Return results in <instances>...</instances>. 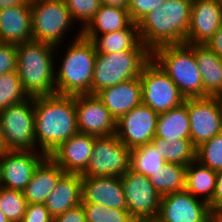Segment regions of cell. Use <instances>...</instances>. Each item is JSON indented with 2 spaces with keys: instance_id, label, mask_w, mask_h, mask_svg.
Returning <instances> with one entry per match:
<instances>
[{
  "instance_id": "cell-2",
  "label": "cell",
  "mask_w": 222,
  "mask_h": 222,
  "mask_svg": "<svg viewBox=\"0 0 222 222\" xmlns=\"http://www.w3.org/2000/svg\"><path fill=\"white\" fill-rule=\"evenodd\" d=\"M192 0H165L139 23L141 42L152 52L163 45L184 44Z\"/></svg>"
},
{
  "instance_id": "cell-23",
  "label": "cell",
  "mask_w": 222,
  "mask_h": 222,
  "mask_svg": "<svg viewBox=\"0 0 222 222\" xmlns=\"http://www.w3.org/2000/svg\"><path fill=\"white\" fill-rule=\"evenodd\" d=\"M80 204L82 177L78 173H65L44 203L53 218Z\"/></svg>"
},
{
  "instance_id": "cell-36",
  "label": "cell",
  "mask_w": 222,
  "mask_h": 222,
  "mask_svg": "<svg viewBox=\"0 0 222 222\" xmlns=\"http://www.w3.org/2000/svg\"><path fill=\"white\" fill-rule=\"evenodd\" d=\"M165 0H130L127 10L133 23H139L147 14L163 4Z\"/></svg>"
},
{
  "instance_id": "cell-40",
  "label": "cell",
  "mask_w": 222,
  "mask_h": 222,
  "mask_svg": "<svg viewBox=\"0 0 222 222\" xmlns=\"http://www.w3.org/2000/svg\"><path fill=\"white\" fill-rule=\"evenodd\" d=\"M102 222H136L127 209L106 208Z\"/></svg>"
},
{
  "instance_id": "cell-8",
  "label": "cell",
  "mask_w": 222,
  "mask_h": 222,
  "mask_svg": "<svg viewBox=\"0 0 222 222\" xmlns=\"http://www.w3.org/2000/svg\"><path fill=\"white\" fill-rule=\"evenodd\" d=\"M0 129L7 150H37L34 98L1 110Z\"/></svg>"
},
{
  "instance_id": "cell-18",
  "label": "cell",
  "mask_w": 222,
  "mask_h": 222,
  "mask_svg": "<svg viewBox=\"0 0 222 222\" xmlns=\"http://www.w3.org/2000/svg\"><path fill=\"white\" fill-rule=\"evenodd\" d=\"M95 136L77 133L61 143L49 157L65 173L81 174L91 158Z\"/></svg>"
},
{
  "instance_id": "cell-20",
  "label": "cell",
  "mask_w": 222,
  "mask_h": 222,
  "mask_svg": "<svg viewBox=\"0 0 222 222\" xmlns=\"http://www.w3.org/2000/svg\"><path fill=\"white\" fill-rule=\"evenodd\" d=\"M96 96L117 121L125 113L142 103L140 77L104 88Z\"/></svg>"
},
{
  "instance_id": "cell-37",
  "label": "cell",
  "mask_w": 222,
  "mask_h": 222,
  "mask_svg": "<svg viewBox=\"0 0 222 222\" xmlns=\"http://www.w3.org/2000/svg\"><path fill=\"white\" fill-rule=\"evenodd\" d=\"M17 71V45L0 43V75Z\"/></svg>"
},
{
  "instance_id": "cell-6",
  "label": "cell",
  "mask_w": 222,
  "mask_h": 222,
  "mask_svg": "<svg viewBox=\"0 0 222 222\" xmlns=\"http://www.w3.org/2000/svg\"><path fill=\"white\" fill-rule=\"evenodd\" d=\"M151 59L150 50H123L97 54L92 79V95L136 77Z\"/></svg>"
},
{
  "instance_id": "cell-7",
  "label": "cell",
  "mask_w": 222,
  "mask_h": 222,
  "mask_svg": "<svg viewBox=\"0 0 222 222\" xmlns=\"http://www.w3.org/2000/svg\"><path fill=\"white\" fill-rule=\"evenodd\" d=\"M32 40L59 47L74 24L64 0L31 3ZM73 22V23H72Z\"/></svg>"
},
{
  "instance_id": "cell-50",
  "label": "cell",
  "mask_w": 222,
  "mask_h": 222,
  "mask_svg": "<svg viewBox=\"0 0 222 222\" xmlns=\"http://www.w3.org/2000/svg\"><path fill=\"white\" fill-rule=\"evenodd\" d=\"M219 102H220V105H221V109H222V93H220L218 96H217Z\"/></svg>"
},
{
  "instance_id": "cell-42",
  "label": "cell",
  "mask_w": 222,
  "mask_h": 222,
  "mask_svg": "<svg viewBox=\"0 0 222 222\" xmlns=\"http://www.w3.org/2000/svg\"><path fill=\"white\" fill-rule=\"evenodd\" d=\"M205 45H207L218 57L222 58V24Z\"/></svg>"
},
{
  "instance_id": "cell-49",
  "label": "cell",
  "mask_w": 222,
  "mask_h": 222,
  "mask_svg": "<svg viewBox=\"0 0 222 222\" xmlns=\"http://www.w3.org/2000/svg\"><path fill=\"white\" fill-rule=\"evenodd\" d=\"M136 222H159L157 219H149V220H138Z\"/></svg>"
},
{
  "instance_id": "cell-3",
  "label": "cell",
  "mask_w": 222,
  "mask_h": 222,
  "mask_svg": "<svg viewBox=\"0 0 222 222\" xmlns=\"http://www.w3.org/2000/svg\"><path fill=\"white\" fill-rule=\"evenodd\" d=\"M57 48L34 40L17 45V73L29 97L56 94L54 50Z\"/></svg>"
},
{
  "instance_id": "cell-24",
  "label": "cell",
  "mask_w": 222,
  "mask_h": 222,
  "mask_svg": "<svg viewBox=\"0 0 222 222\" xmlns=\"http://www.w3.org/2000/svg\"><path fill=\"white\" fill-rule=\"evenodd\" d=\"M194 56L205 93L217 97L222 93V58L205 44H194Z\"/></svg>"
},
{
  "instance_id": "cell-5",
  "label": "cell",
  "mask_w": 222,
  "mask_h": 222,
  "mask_svg": "<svg viewBox=\"0 0 222 222\" xmlns=\"http://www.w3.org/2000/svg\"><path fill=\"white\" fill-rule=\"evenodd\" d=\"M151 58L171 78L185 98L208 96L194 56V44L159 46L151 52Z\"/></svg>"
},
{
  "instance_id": "cell-12",
  "label": "cell",
  "mask_w": 222,
  "mask_h": 222,
  "mask_svg": "<svg viewBox=\"0 0 222 222\" xmlns=\"http://www.w3.org/2000/svg\"><path fill=\"white\" fill-rule=\"evenodd\" d=\"M187 111L195 147L222 132V109L216 96L187 98Z\"/></svg>"
},
{
  "instance_id": "cell-34",
  "label": "cell",
  "mask_w": 222,
  "mask_h": 222,
  "mask_svg": "<svg viewBox=\"0 0 222 222\" xmlns=\"http://www.w3.org/2000/svg\"><path fill=\"white\" fill-rule=\"evenodd\" d=\"M196 160L211 170H222V132L196 147Z\"/></svg>"
},
{
  "instance_id": "cell-38",
  "label": "cell",
  "mask_w": 222,
  "mask_h": 222,
  "mask_svg": "<svg viewBox=\"0 0 222 222\" xmlns=\"http://www.w3.org/2000/svg\"><path fill=\"white\" fill-rule=\"evenodd\" d=\"M21 222H53V217L44 204H27Z\"/></svg>"
},
{
  "instance_id": "cell-13",
  "label": "cell",
  "mask_w": 222,
  "mask_h": 222,
  "mask_svg": "<svg viewBox=\"0 0 222 222\" xmlns=\"http://www.w3.org/2000/svg\"><path fill=\"white\" fill-rule=\"evenodd\" d=\"M158 115L141 103L116 121L115 135L130 150L150 143L155 138Z\"/></svg>"
},
{
  "instance_id": "cell-28",
  "label": "cell",
  "mask_w": 222,
  "mask_h": 222,
  "mask_svg": "<svg viewBox=\"0 0 222 222\" xmlns=\"http://www.w3.org/2000/svg\"><path fill=\"white\" fill-rule=\"evenodd\" d=\"M216 179L217 171L211 170L195 160L186 167L185 190L196 198L199 196L209 204L213 200Z\"/></svg>"
},
{
  "instance_id": "cell-32",
  "label": "cell",
  "mask_w": 222,
  "mask_h": 222,
  "mask_svg": "<svg viewBox=\"0 0 222 222\" xmlns=\"http://www.w3.org/2000/svg\"><path fill=\"white\" fill-rule=\"evenodd\" d=\"M17 71L0 75V111L28 99Z\"/></svg>"
},
{
  "instance_id": "cell-45",
  "label": "cell",
  "mask_w": 222,
  "mask_h": 222,
  "mask_svg": "<svg viewBox=\"0 0 222 222\" xmlns=\"http://www.w3.org/2000/svg\"><path fill=\"white\" fill-rule=\"evenodd\" d=\"M102 5L115 6L123 9H127L130 0H100Z\"/></svg>"
},
{
  "instance_id": "cell-51",
  "label": "cell",
  "mask_w": 222,
  "mask_h": 222,
  "mask_svg": "<svg viewBox=\"0 0 222 222\" xmlns=\"http://www.w3.org/2000/svg\"><path fill=\"white\" fill-rule=\"evenodd\" d=\"M37 1H41V0H29L30 3L37 2Z\"/></svg>"
},
{
  "instance_id": "cell-41",
  "label": "cell",
  "mask_w": 222,
  "mask_h": 222,
  "mask_svg": "<svg viewBox=\"0 0 222 222\" xmlns=\"http://www.w3.org/2000/svg\"><path fill=\"white\" fill-rule=\"evenodd\" d=\"M87 222H102L106 206L95 203H82Z\"/></svg>"
},
{
  "instance_id": "cell-17",
  "label": "cell",
  "mask_w": 222,
  "mask_h": 222,
  "mask_svg": "<svg viewBox=\"0 0 222 222\" xmlns=\"http://www.w3.org/2000/svg\"><path fill=\"white\" fill-rule=\"evenodd\" d=\"M222 24V0H192L185 44H206Z\"/></svg>"
},
{
  "instance_id": "cell-33",
  "label": "cell",
  "mask_w": 222,
  "mask_h": 222,
  "mask_svg": "<svg viewBox=\"0 0 222 222\" xmlns=\"http://www.w3.org/2000/svg\"><path fill=\"white\" fill-rule=\"evenodd\" d=\"M26 207L22 191L0 188V210L10 222H21Z\"/></svg>"
},
{
  "instance_id": "cell-48",
  "label": "cell",
  "mask_w": 222,
  "mask_h": 222,
  "mask_svg": "<svg viewBox=\"0 0 222 222\" xmlns=\"http://www.w3.org/2000/svg\"><path fill=\"white\" fill-rule=\"evenodd\" d=\"M0 222H10L4 215V213L0 210Z\"/></svg>"
},
{
  "instance_id": "cell-1",
  "label": "cell",
  "mask_w": 222,
  "mask_h": 222,
  "mask_svg": "<svg viewBox=\"0 0 222 222\" xmlns=\"http://www.w3.org/2000/svg\"><path fill=\"white\" fill-rule=\"evenodd\" d=\"M34 115L36 145L47 156L78 133L75 95L34 97Z\"/></svg>"
},
{
  "instance_id": "cell-29",
  "label": "cell",
  "mask_w": 222,
  "mask_h": 222,
  "mask_svg": "<svg viewBox=\"0 0 222 222\" xmlns=\"http://www.w3.org/2000/svg\"><path fill=\"white\" fill-rule=\"evenodd\" d=\"M186 167L166 162L149 177L150 182L160 196L184 191L186 188Z\"/></svg>"
},
{
  "instance_id": "cell-16",
  "label": "cell",
  "mask_w": 222,
  "mask_h": 222,
  "mask_svg": "<svg viewBox=\"0 0 222 222\" xmlns=\"http://www.w3.org/2000/svg\"><path fill=\"white\" fill-rule=\"evenodd\" d=\"M208 219L209 204L186 190L161 196L159 222H205Z\"/></svg>"
},
{
  "instance_id": "cell-9",
  "label": "cell",
  "mask_w": 222,
  "mask_h": 222,
  "mask_svg": "<svg viewBox=\"0 0 222 222\" xmlns=\"http://www.w3.org/2000/svg\"><path fill=\"white\" fill-rule=\"evenodd\" d=\"M142 104L163 113L184 103L185 97L176 84L151 58L140 74Z\"/></svg>"
},
{
  "instance_id": "cell-35",
  "label": "cell",
  "mask_w": 222,
  "mask_h": 222,
  "mask_svg": "<svg viewBox=\"0 0 222 222\" xmlns=\"http://www.w3.org/2000/svg\"><path fill=\"white\" fill-rule=\"evenodd\" d=\"M73 21L81 22V30L93 19L100 8V0H64Z\"/></svg>"
},
{
  "instance_id": "cell-46",
  "label": "cell",
  "mask_w": 222,
  "mask_h": 222,
  "mask_svg": "<svg viewBox=\"0 0 222 222\" xmlns=\"http://www.w3.org/2000/svg\"><path fill=\"white\" fill-rule=\"evenodd\" d=\"M29 0H0V10L8 7L28 4Z\"/></svg>"
},
{
  "instance_id": "cell-25",
  "label": "cell",
  "mask_w": 222,
  "mask_h": 222,
  "mask_svg": "<svg viewBox=\"0 0 222 222\" xmlns=\"http://www.w3.org/2000/svg\"><path fill=\"white\" fill-rule=\"evenodd\" d=\"M131 23L127 9L101 4L93 19L82 30V35L92 40L96 35L126 29Z\"/></svg>"
},
{
  "instance_id": "cell-39",
  "label": "cell",
  "mask_w": 222,
  "mask_h": 222,
  "mask_svg": "<svg viewBox=\"0 0 222 222\" xmlns=\"http://www.w3.org/2000/svg\"><path fill=\"white\" fill-rule=\"evenodd\" d=\"M53 222H87L82 204L53 218Z\"/></svg>"
},
{
  "instance_id": "cell-15",
  "label": "cell",
  "mask_w": 222,
  "mask_h": 222,
  "mask_svg": "<svg viewBox=\"0 0 222 222\" xmlns=\"http://www.w3.org/2000/svg\"><path fill=\"white\" fill-rule=\"evenodd\" d=\"M75 109L79 133L95 137L115 134L116 120L96 95H75Z\"/></svg>"
},
{
  "instance_id": "cell-4",
  "label": "cell",
  "mask_w": 222,
  "mask_h": 222,
  "mask_svg": "<svg viewBox=\"0 0 222 222\" xmlns=\"http://www.w3.org/2000/svg\"><path fill=\"white\" fill-rule=\"evenodd\" d=\"M71 42L60 67L58 66L59 70L55 68L56 94H92V79L97 57L95 46L82 35L81 28Z\"/></svg>"
},
{
  "instance_id": "cell-44",
  "label": "cell",
  "mask_w": 222,
  "mask_h": 222,
  "mask_svg": "<svg viewBox=\"0 0 222 222\" xmlns=\"http://www.w3.org/2000/svg\"><path fill=\"white\" fill-rule=\"evenodd\" d=\"M209 220L211 222H222V207H209Z\"/></svg>"
},
{
  "instance_id": "cell-31",
  "label": "cell",
  "mask_w": 222,
  "mask_h": 222,
  "mask_svg": "<svg viewBox=\"0 0 222 222\" xmlns=\"http://www.w3.org/2000/svg\"><path fill=\"white\" fill-rule=\"evenodd\" d=\"M166 161L152 142L130 150V169L147 177L153 175Z\"/></svg>"
},
{
  "instance_id": "cell-14",
  "label": "cell",
  "mask_w": 222,
  "mask_h": 222,
  "mask_svg": "<svg viewBox=\"0 0 222 222\" xmlns=\"http://www.w3.org/2000/svg\"><path fill=\"white\" fill-rule=\"evenodd\" d=\"M47 157L39 150H7L0 157L3 188L23 191L38 165Z\"/></svg>"
},
{
  "instance_id": "cell-11",
  "label": "cell",
  "mask_w": 222,
  "mask_h": 222,
  "mask_svg": "<svg viewBox=\"0 0 222 222\" xmlns=\"http://www.w3.org/2000/svg\"><path fill=\"white\" fill-rule=\"evenodd\" d=\"M121 182L130 215L136 221L157 219L161 196L149 177L129 168L121 177Z\"/></svg>"
},
{
  "instance_id": "cell-30",
  "label": "cell",
  "mask_w": 222,
  "mask_h": 222,
  "mask_svg": "<svg viewBox=\"0 0 222 222\" xmlns=\"http://www.w3.org/2000/svg\"><path fill=\"white\" fill-rule=\"evenodd\" d=\"M168 163L188 166L196 160V147L191 139H174L166 141L165 138H154L151 141Z\"/></svg>"
},
{
  "instance_id": "cell-43",
  "label": "cell",
  "mask_w": 222,
  "mask_h": 222,
  "mask_svg": "<svg viewBox=\"0 0 222 222\" xmlns=\"http://www.w3.org/2000/svg\"><path fill=\"white\" fill-rule=\"evenodd\" d=\"M209 207H222V170L217 171L216 188Z\"/></svg>"
},
{
  "instance_id": "cell-47",
  "label": "cell",
  "mask_w": 222,
  "mask_h": 222,
  "mask_svg": "<svg viewBox=\"0 0 222 222\" xmlns=\"http://www.w3.org/2000/svg\"><path fill=\"white\" fill-rule=\"evenodd\" d=\"M7 151L6 145L3 140V136L0 129V157Z\"/></svg>"
},
{
  "instance_id": "cell-22",
  "label": "cell",
  "mask_w": 222,
  "mask_h": 222,
  "mask_svg": "<svg viewBox=\"0 0 222 222\" xmlns=\"http://www.w3.org/2000/svg\"><path fill=\"white\" fill-rule=\"evenodd\" d=\"M65 172L49 156L35 169L23 195L27 204H44Z\"/></svg>"
},
{
  "instance_id": "cell-10",
  "label": "cell",
  "mask_w": 222,
  "mask_h": 222,
  "mask_svg": "<svg viewBox=\"0 0 222 222\" xmlns=\"http://www.w3.org/2000/svg\"><path fill=\"white\" fill-rule=\"evenodd\" d=\"M130 168V149L114 135L96 137L91 158L81 177H122Z\"/></svg>"
},
{
  "instance_id": "cell-21",
  "label": "cell",
  "mask_w": 222,
  "mask_h": 222,
  "mask_svg": "<svg viewBox=\"0 0 222 222\" xmlns=\"http://www.w3.org/2000/svg\"><path fill=\"white\" fill-rule=\"evenodd\" d=\"M31 40L30 2L0 10V43L18 45Z\"/></svg>"
},
{
  "instance_id": "cell-26",
  "label": "cell",
  "mask_w": 222,
  "mask_h": 222,
  "mask_svg": "<svg viewBox=\"0 0 222 222\" xmlns=\"http://www.w3.org/2000/svg\"><path fill=\"white\" fill-rule=\"evenodd\" d=\"M97 54L115 53L123 50H149L140 39L137 23H131L126 29L96 35L91 40Z\"/></svg>"
},
{
  "instance_id": "cell-19",
  "label": "cell",
  "mask_w": 222,
  "mask_h": 222,
  "mask_svg": "<svg viewBox=\"0 0 222 222\" xmlns=\"http://www.w3.org/2000/svg\"><path fill=\"white\" fill-rule=\"evenodd\" d=\"M82 203H95L114 209H127L121 177H82Z\"/></svg>"
},
{
  "instance_id": "cell-27",
  "label": "cell",
  "mask_w": 222,
  "mask_h": 222,
  "mask_svg": "<svg viewBox=\"0 0 222 222\" xmlns=\"http://www.w3.org/2000/svg\"><path fill=\"white\" fill-rule=\"evenodd\" d=\"M155 138L190 139V121L187 111V98L184 103L171 108L167 112L159 113Z\"/></svg>"
}]
</instances>
